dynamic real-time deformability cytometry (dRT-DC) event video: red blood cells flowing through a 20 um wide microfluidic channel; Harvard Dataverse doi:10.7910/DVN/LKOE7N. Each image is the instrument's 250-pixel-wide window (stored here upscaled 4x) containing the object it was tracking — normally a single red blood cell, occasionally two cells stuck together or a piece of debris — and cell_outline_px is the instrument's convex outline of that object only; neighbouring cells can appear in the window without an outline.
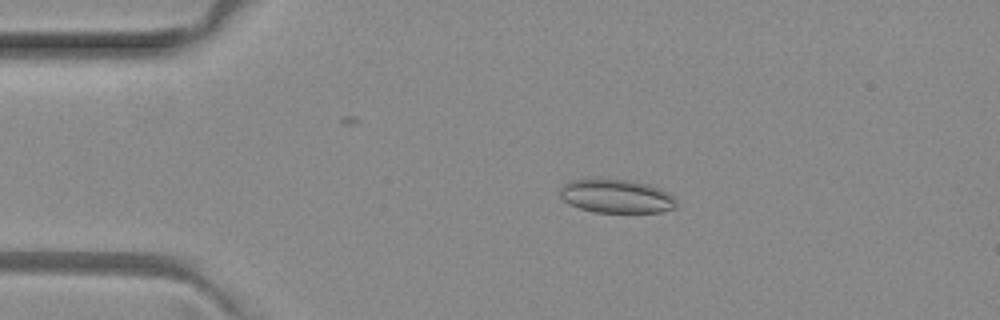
{"species": "common noctule bat (a hibernating species)", "species_latin": "Nyctalus noctula", "temperature_condition": "room temperature", "stored_images_in_passage": 5, "camera_frame_rate_fps": 3000, "um_per_image_px": 0.085, "animal": {"sex": "female", "body_mass_g": 29.2, "forearm_length_mm": 56.3}, "frame": {"image": 1, "passage_image": 3, "time_ms": 0.667, "image_size_px": [1000, 320], "cell_outline_px": [[676, 208], [660, 212], [596, 212], [580, 208], [568, 204], [560, 196], [560, 188], [564, 184], [572, 180], [596, 176], [628, 180], [648, 184], [660, 188], [672, 196], [676, 200]], "centroid_in_image_um": [52.35, 16.64], "position_along_channel_um": 32.6, "area_um2": 23.29}}
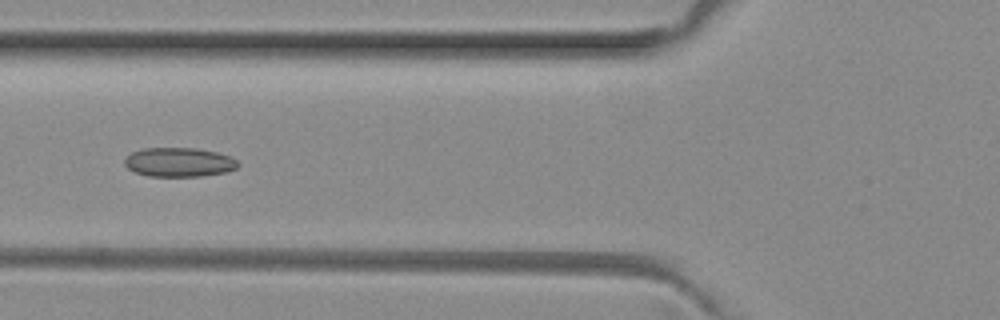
{"frame": {"image": 2, "passage_image": 5, "time_ms": 1.333, "image_size_px": [1000, 320], "cell_outline_px": [[240, 164], [236, 168], [224, 172], [200, 176], [148, 176], [136, 172], [128, 168], [124, 164], [124, 160], [132, 152], [144, 148], [196, 148], [216, 152], [228, 156], [236, 160]], "centroid_in_image_um": [15.2, 13.78], "position_along_channel_um": 110.6, "area_um2": 19.07}}